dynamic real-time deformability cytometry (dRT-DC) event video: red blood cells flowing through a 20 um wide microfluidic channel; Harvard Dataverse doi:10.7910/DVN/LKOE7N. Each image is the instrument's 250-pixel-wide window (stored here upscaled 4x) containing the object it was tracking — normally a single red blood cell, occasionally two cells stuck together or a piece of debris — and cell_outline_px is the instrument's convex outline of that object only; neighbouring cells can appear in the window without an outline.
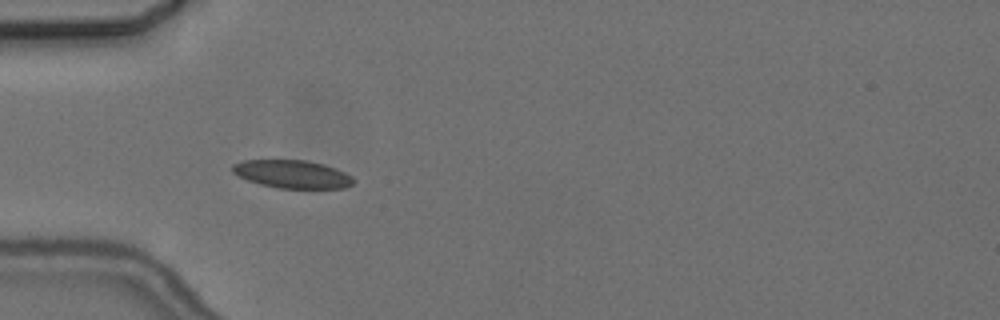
{"species": "common noctule bat (a hibernating species)", "species_latin": "Nyctalus noctula", "temperature_condition": "cold", "stored_images_in_passage": 7, "camera_frame_rate_fps": 3000, "um_per_image_px": 0.085, "animal": {"sex": "female", "body_mass_g": 24.6, "forearm_length_mm": 56.2}, "frame": {"image": 1, "passage_image": 5, "time_ms": 5.333, "image_size_px": [1000, 320], "cell_outline_px": [[356, 180], [352, 184], [344, 188], [276, 188], [260, 184], [248, 180], [232, 172], [232, 164], [244, 160], [304, 160], [324, 164], [336, 168], [352, 176]], "centroid_in_image_um": [24.86, 14.8], "position_along_channel_um": 60.1, "area_um2": 19.77}}
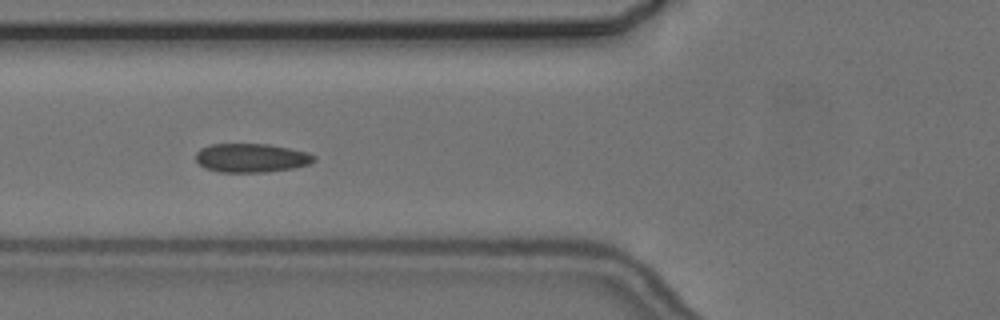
{"frame": {"image": 2, "passage_image": 6, "time_ms": 6.667, "image_size_px": [1000, 320], "cell_outline_px": [[316, 160], [308, 164], [292, 168], [264, 172], [220, 172], [204, 168], [196, 160], [196, 152], [200, 148], [212, 144], [268, 144], [308, 152], [316, 156]], "centroid_in_image_um": [21.35, 13.42], "position_along_channel_um": 104.4, "area_um2": 19.83}}
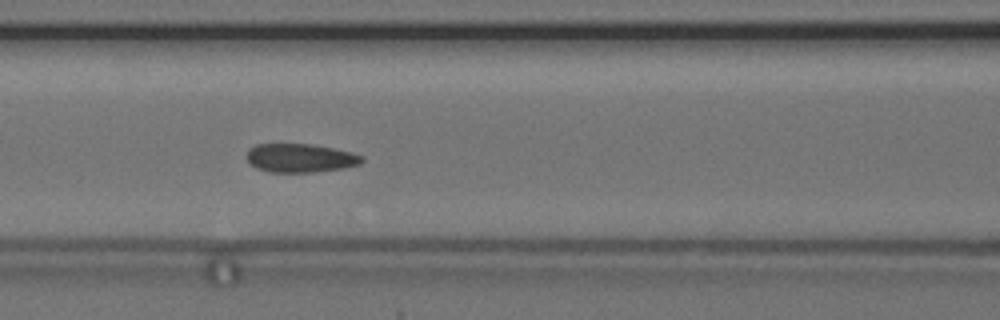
{"frame": {"image": 3, "passage_image": 7, "time_ms": 7.667, "image_size_px": [1000, 320], "cell_outline_px": [[364, 160], [360, 164], [344, 168], [312, 172], [268, 172], [256, 168], [248, 164], [248, 148], [256, 144], [312, 144], [352, 152], [364, 156]], "centroid_in_image_um": [25.52, 13.43], "position_along_channel_um": 141.1, "area_um2": 19.36}}